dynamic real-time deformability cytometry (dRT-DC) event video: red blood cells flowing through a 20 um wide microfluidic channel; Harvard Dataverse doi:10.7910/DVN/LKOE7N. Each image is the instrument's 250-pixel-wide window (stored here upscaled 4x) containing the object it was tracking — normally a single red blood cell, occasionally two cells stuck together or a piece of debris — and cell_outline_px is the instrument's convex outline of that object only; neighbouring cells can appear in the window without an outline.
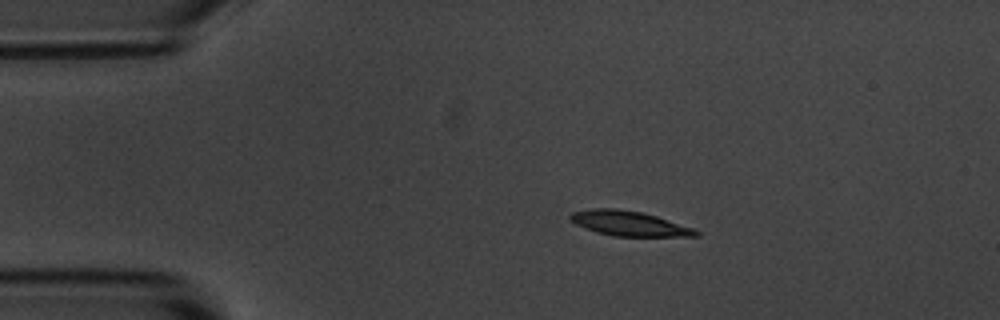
{"species": "common noctule bat (a hibernating species)", "species_latin": "Nyctalus noctula", "temperature_condition": "room temperature", "stored_images_in_passage": 4, "camera_frame_rate_fps": 3000, "um_per_image_px": 0.085, "animal": {"sex": "male", "body_mass_g": 20.1, "forearm_length_mm": 53.5}, "frame": {"image": 1, "passage_image": 2, "time_ms": 1.333, "image_size_px": [1000, 320], "cell_outline_px": [[700, 236], [612, 236], [596, 232], [576, 224], [568, 216], [572, 212], [592, 208], [616, 208], [640, 212], [656, 216], [692, 228], [700, 232]], "centroid_in_image_um": [53.45, 18.99], "position_along_channel_um": 31.6, "area_um2": 17.98}}